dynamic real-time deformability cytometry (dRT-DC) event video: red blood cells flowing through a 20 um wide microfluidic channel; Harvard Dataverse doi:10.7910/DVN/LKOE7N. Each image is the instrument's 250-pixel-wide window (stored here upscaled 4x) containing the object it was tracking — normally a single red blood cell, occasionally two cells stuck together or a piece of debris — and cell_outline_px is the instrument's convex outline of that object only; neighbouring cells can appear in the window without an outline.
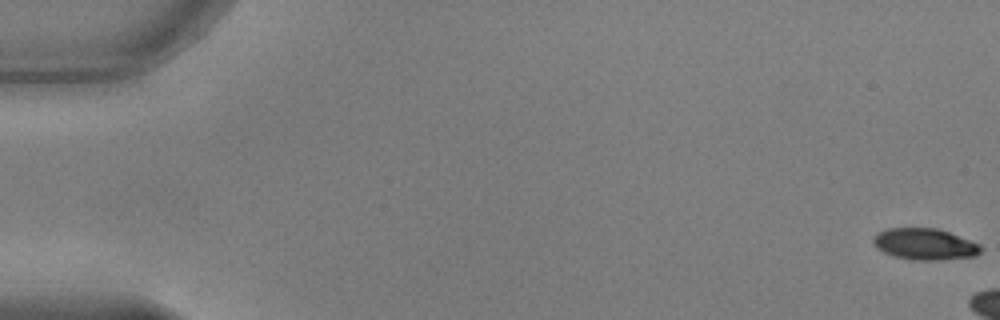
{"species": "common noctule bat (a hibernating species)", "species_latin": "Nyctalus noctula", "temperature_condition": "warm", "stored_images_in_passage": 7, "camera_frame_rate_fps": 3000, "um_per_image_px": 0.085, "animal": {"sex": "male", "body_mass_g": 17.9, "forearm_length_mm": 54.2}, "frame": {"image": 1, "passage_image": 1, "time_ms": 0.0, "image_size_px": [1000, 320], "cell_outline_px": [[984, 248], [976, 256], [940, 260], [912, 260], [896, 256], [884, 252], [876, 248], [872, 244], [872, 236], [876, 232], [888, 228], [936, 228], [948, 232], [980, 244]], "centroid_in_image_um": [78.58, 20.75], "position_along_channel_um": 6.4, "area_um2": 19.83}}